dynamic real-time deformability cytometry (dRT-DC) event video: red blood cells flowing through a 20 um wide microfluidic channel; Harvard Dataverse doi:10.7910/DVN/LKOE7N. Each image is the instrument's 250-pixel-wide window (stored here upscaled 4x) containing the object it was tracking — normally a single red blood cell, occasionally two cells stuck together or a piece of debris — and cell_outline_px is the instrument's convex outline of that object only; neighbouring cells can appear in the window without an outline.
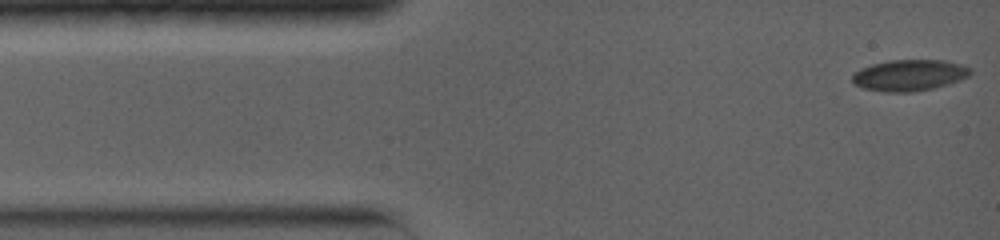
{"species": "common noctule bat (a hibernating species)", "species_latin": "Nyctalus noctula", "temperature_condition": "warm", "stored_images_in_passage": 32, "camera_frame_rate_fps": 5000, "um_per_image_px": 0.085, "animal": {"sex": "female", "body_mass_g": 19.0, "forearm_length_mm": 56.7}, "frame": {"image": 1, "passage_image": 1, "time_ms": 0.0, "image_size_px": [1000, 240], "cell_outline_px": [[972, 72], [968, 76], [960, 80], [948, 84], [932, 88], [912, 92], [884, 92], [864, 88], [852, 84], [852, 76], [860, 68], [872, 64], [888, 60], [944, 60], [960, 64], [972, 68]], "centroid_in_image_um": [77.29, 6.39], "position_along_channel_um": 7.7, "area_um2": 21.56}}
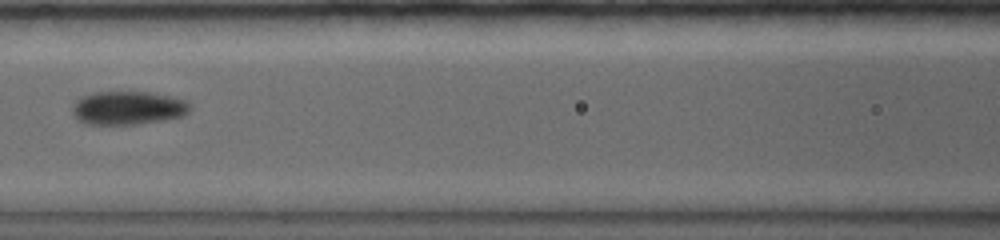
{"frame": {"image": 2, "passage_image": 9, "time_ms": 5.8, "image_size_px": [1000, 240], "cell_outline_px": [[192, 108], [184, 116], [136, 124], [84, 124], [76, 120], [72, 112], [72, 104], [76, 100], [92, 92], [148, 92], [188, 100], [192, 104]], "centroid_in_image_um": [10.87, 9.17], "position_along_channel_um": 155.7, "area_um2": 23.12}}
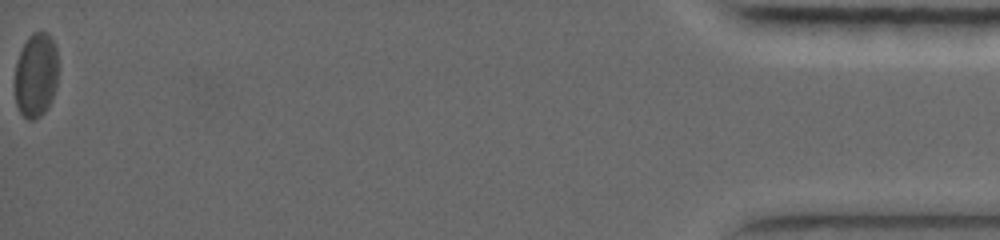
{"frame": {"image": 3, "passage_image": 32, "time_ms": 16.8, "image_size_px": [1000, 240], "cell_outline_px": [[56, 88], [52, 100], [44, 112], [36, 120], [28, 120], [20, 112], [16, 104], [16, 60], [28, 36], [32, 32], [48, 32], [56, 44]], "centroid_in_image_um": [3.06, 6.38], "position_along_channel_um": 432.1, "area_um2": 21.27}, "authors_computed_cell_mechanics": {"area_um2": 21.4727, "velocity_mm_per_s": 3.8228, "shape_relaxation_time_tau1_ms": 2.3461, "shape_relaxation_time_tau2_ms": null, "deformation_change_tau1": 0.0614, "deformation_change_tau2": null}}